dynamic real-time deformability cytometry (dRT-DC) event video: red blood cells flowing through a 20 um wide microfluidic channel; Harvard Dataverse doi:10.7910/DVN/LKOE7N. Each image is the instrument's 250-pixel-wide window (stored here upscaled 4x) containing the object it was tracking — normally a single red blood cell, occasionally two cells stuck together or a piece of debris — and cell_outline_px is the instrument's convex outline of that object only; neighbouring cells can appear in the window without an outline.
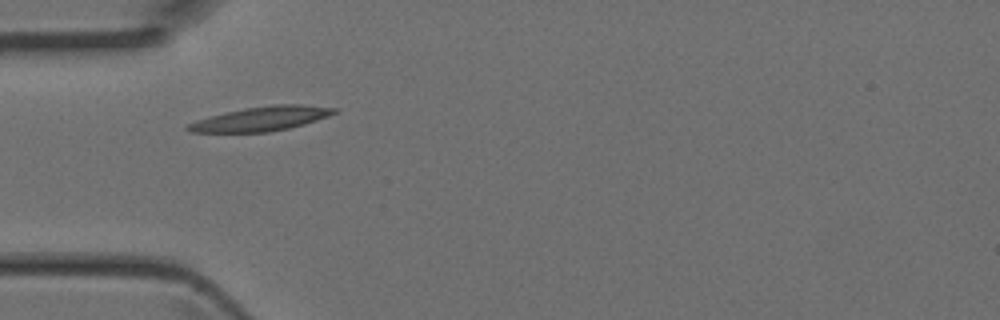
{"species": "Egyptian fruit bat (a non-hibernating species)", "species_latin": "Rousettus aegyptiacus", "temperature_condition": "room temperature", "stored_images_in_passage": 1, "camera_frame_rate_fps": 3000, "um_per_image_px": 0.085, "animal": {"sex": "female"}, "frame": {"image": 1, "passage_image": 1, "time_ms": 0.0, "image_size_px": [1000, 320], "cell_outline_px": [[336, 112], [328, 116], [304, 124], [288, 128], [268, 132], [192, 132], [184, 128], [184, 124], [196, 120], [244, 108], [272, 104], [300, 104], [336, 108]], "centroid_in_image_um": [22.17, 10.09], "position_along_channel_um": 62.8, "area_um2": 20.58}}